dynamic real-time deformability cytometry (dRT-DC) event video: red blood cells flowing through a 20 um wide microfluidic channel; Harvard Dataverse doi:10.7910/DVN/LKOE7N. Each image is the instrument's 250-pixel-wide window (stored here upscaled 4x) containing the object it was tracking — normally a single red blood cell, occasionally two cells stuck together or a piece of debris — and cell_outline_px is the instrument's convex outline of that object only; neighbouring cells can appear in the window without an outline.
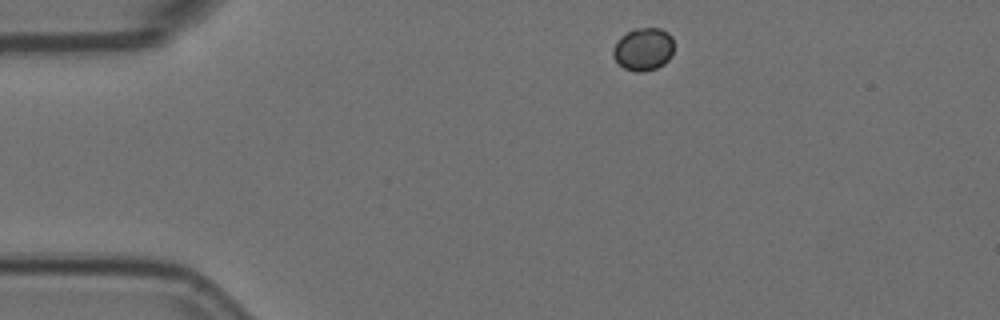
{"species": "Egyptian fruit bat (a non-hibernating species)", "species_latin": "Rousettus aegyptiacus", "temperature_condition": "room temperature", "stored_images_in_passage": 4, "camera_frame_rate_fps": 3000, "um_per_image_px": 0.085, "animal": {"sex": "female"}, "frame": {"image": 1, "passage_image": 1, "time_ms": 0.0, "image_size_px": [1000, 320], "cell_outline_px": [[672, 56], [664, 64], [656, 68], [640, 72], [636, 72], [624, 68], [612, 56], [612, 48], [616, 40], [620, 36], [636, 28], [660, 28], [668, 32], [672, 36]], "centroid_in_image_um": [54.67, 4.17], "position_along_channel_um": 30.3, "area_um2": 15.26}}
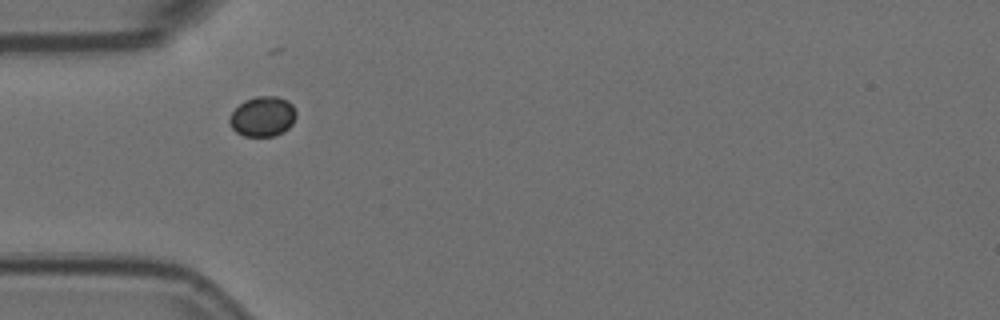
{"frame": {"image": 2, "passage_image": 3, "time_ms": 0.667, "image_size_px": [1000, 320], "cell_outline_px": [[296, 116], [292, 124], [284, 132], [272, 136], [244, 136], [236, 132], [232, 128], [228, 120], [232, 112], [244, 100], [256, 96], [276, 96], [288, 100], [292, 104], [296, 112]], "centroid_in_image_um": [22.33, 9.9], "position_along_channel_um": 62.7, "area_um2": 15.61}}
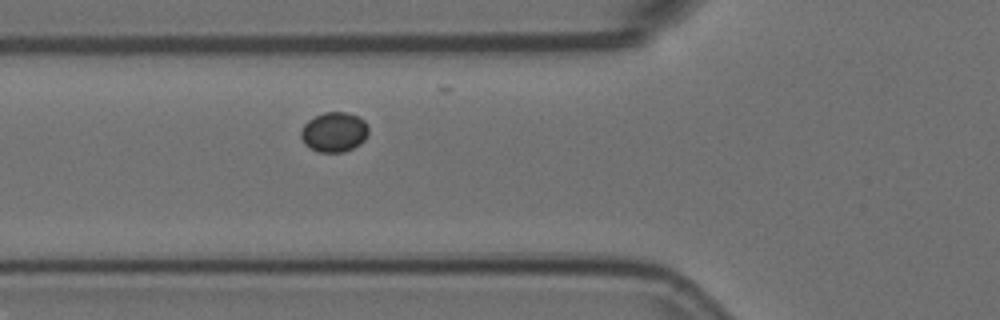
{"frame": {"image": 3, "passage_image": 4, "time_ms": 1.0, "image_size_px": [1000, 320], "cell_outline_px": [[368, 132], [364, 140], [360, 144], [344, 152], [316, 152], [308, 148], [304, 144], [300, 136], [300, 132], [304, 124], [308, 120], [324, 112], [348, 112], [364, 120], [368, 124]], "centroid_in_image_um": [28.38, 11.23], "position_along_channel_um": 97.4, "area_um2": 15.84}}